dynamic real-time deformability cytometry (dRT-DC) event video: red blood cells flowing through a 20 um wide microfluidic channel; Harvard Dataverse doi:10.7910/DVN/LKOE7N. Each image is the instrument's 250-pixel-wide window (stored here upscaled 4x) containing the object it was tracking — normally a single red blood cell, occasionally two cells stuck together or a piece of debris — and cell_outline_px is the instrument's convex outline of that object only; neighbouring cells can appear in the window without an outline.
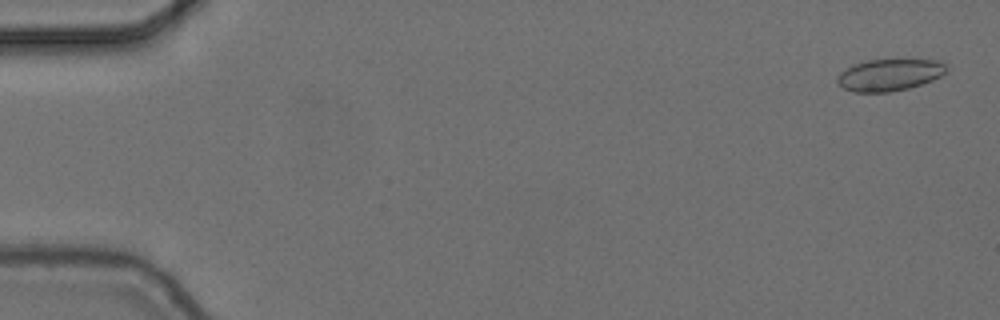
{"species": "common noctule bat (a hibernating species)", "species_latin": "Nyctalus noctula", "temperature_condition": "cold", "stored_images_in_passage": 6, "camera_frame_rate_fps": 3000, "um_per_image_px": 0.085, "animal": {"sex": "female", "body_mass_g": 24.6, "forearm_length_mm": 56.2}, "frame": {"image": 1, "passage_image": 1, "time_ms": 0.0, "image_size_px": [1000, 320], "cell_outline_px": [[948, 68], [940, 76], [932, 80], [908, 88], [888, 92], [856, 92], [844, 88], [836, 84], [836, 76], [840, 72], [852, 64], [868, 60], [944, 60], [948, 64]], "centroid_in_image_um": [75.59, 6.35], "position_along_channel_um": 9.4, "area_um2": 20.35}}